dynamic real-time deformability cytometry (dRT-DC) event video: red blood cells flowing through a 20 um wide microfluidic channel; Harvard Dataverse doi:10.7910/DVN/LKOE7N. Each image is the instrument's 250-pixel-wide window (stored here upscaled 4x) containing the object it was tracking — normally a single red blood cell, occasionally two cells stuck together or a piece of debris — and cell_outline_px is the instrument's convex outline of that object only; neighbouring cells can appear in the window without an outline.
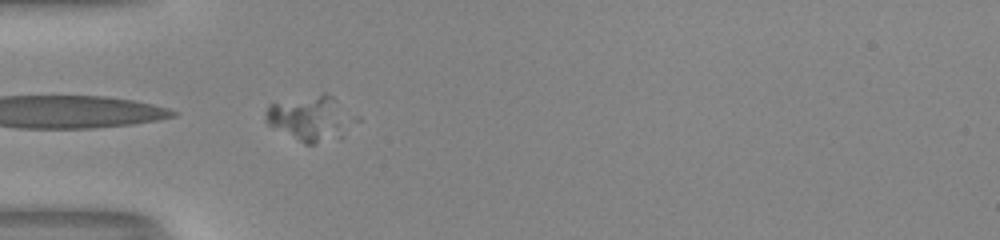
{"species": "human", "species_latin": "Homo sapiens", "temperature_condition": "room temperature", "stored_images_in_passage": 8, "camera_frame_rate_fps": 3000, "um_per_image_px": 0.085, "donor": {"sex": "male"}, "frame": {"image": 1, "passage_image": 1, "time_ms": 0.0, "image_size_px": [1000, 240], "cell_outline_px": [[336, 100], [316, 144], [304, 144], [268, 124], [264, 120], [264, 112], [268, 104], [324, 92], [332, 96]], "centroid_in_image_um": [25.59, 9.9], "position_along_channel_um": 59.4, "area_um2": 17.46}}